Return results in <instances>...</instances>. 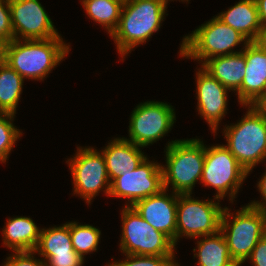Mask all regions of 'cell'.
Listing matches in <instances>:
<instances>
[{
  "mask_svg": "<svg viewBox=\"0 0 266 266\" xmlns=\"http://www.w3.org/2000/svg\"><path fill=\"white\" fill-rule=\"evenodd\" d=\"M62 37L13 39L5 46L4 62L24 79L43 80L70 51Z\"/></svg>",
  "mask_w": 266,
  "mask_h": 266,
  "instance_id": "6da1fadb",
  "label": "cell"
},
{
  "mask_svg": "<svg viewBox=\"0 0 266 266\" xmlns=\"http://www.w3.org/2000/svg\"><path fill=\"white\" fill-rule=\"evenodd\" d=\"M166 9L164 0H125L118 26L110 35L122 58L158 31Z\"/></svg>",
  "mask_w": 266,
  "mask_h": 266,
  "instance_id": "7a4b0ae2",
  "label": "cell"
},
{
  "mask_svg": "<svg viewBox=\"0 0 266 266\" xmlns=\"http://www.w3.org/2000/svg\"><path fill=\"white\" fill-rule=\"evenodd\" d=\"M205 160V145L200 139L172 140L166 147V167L163 186L176 194H192L193 186L201 180Z\"/></svg>",
  "mask_w": 266,
  "mask_h": 266,
  "instance_id": "3957f363",
  "label": "cell"
},
{
  "mask_svg": "<svg viewBox=\"0 0 266 266\" xmlns=\"http://www.w3.org/2000/svg\"><path fill=\"white\" fill-rule=\"evenodd\" d=\"M223 130L224 146L248 174L266 158V116L257 106L248 105L244 118Z\"/></svg>",
  "mask_w": 266,
  "mask_h": 266,
  "instance_id": "277c9868",
  "label": "cell"
},
{
  "mask_svg": "<svg viewBox=\"0 0 266 266\" xmlns=\"http://www.w3.org/2000/svg\"><path fill=\"white\" fill-rule=\"evenodd\" d=\"M224 207L220 231L229 247L232 259L241 266L257 242L266 234V212L246 205L235 213ZM232 216V217H231ZM233 218L229 222V218Z\"/></svg>",
  "mask_w": 266,
  "mask_h": 266,
  "instance_id": "5b68a950",
  "label": "cell"
},
{
  "mask_svg": "<svg viewBox=\"0 0 266 266\" xmlns=\"http://www.w3.org/2000/svg\"><path fill=\"white\" fill-rule=\"evenodd\" d=\"M243 41V44L248 43L242 34L214 17L183 38L180 55L200 60L203 64L209 58L241 52H234L232 48Z\"/></svg>",
  "mask_w": 266,
  "mask_h": 266,
  "instance_id": "8992f818",
  "label": "cell"
},
{
  "mask_svg": "<svg viewBox=\"0 0 266 266\" xmlns=\"http://www.w3.org/2000/svg\"><path fill=\"white\" fill-rule=\"evenodd\" d=\"M120 249L125 254L175 257V244L127 205L122 210Z\"/></svg>",
  "mask_w": 266,
  "mask_h": 266,
  "instance_id": "52a82bcc",
  "label": "cell"
},
{
  "mask_svg": "<svg viewBox=\"0 0 266 266\" xmlns=\"http://www.w3.org/2000/svg\"><path fill=\"white\" fill-rule=\"evenodd\" d=\"M248 173L224 145L205 147V160L201 182L217 190L214 199L226 197L233 201Z\"/></svg>",
  "mask_w": 266,
  "mask_h": 266,
  "instance_id": "ba28073f",
  "label": "cell"
},
{
  "mask_svg": "<svg viewBox=\"0 0 266 266\" xmlns=\"http://www.w3.org/2000/svg\"><path fill=\"white\" fill-rule=\"evenodd\" d=\"M191 197V194H178L177 241L182 236L196 238L220 231L224 210L220 203Z\"/></svg>",
  "mask_w": 266,
  "mask_h": 266,
  "instance_id": "9c48e42d",
  "label": "cell"
},
{
  "mask_svg": "<svg viewBox=\"0 0 266 266\" xmlns=\"http://www.w3.org/2000/svg\"><path fill=\"white\" fill-rule=\"evenodd\" d=\"M175 111L164 102L147 101L136 106L129 123V139L137 146L146 147L168 133L173 124Z\"/></svg>",
  "mask_w": 266,
  "mask_h": 266,
  "instance_id": "30bf717a",
  "label": "cell"
},
{
  "mask_svg": "<svg viewBox=\"0 0 266 266\" xmlns=\"http://www.w3.org/2000/svg\"><path fill=\"white\" fill-rule=\"evenodd\" d=\"M77 150V154L67 161L72 173L74 194H79L90 204L101 189L105 188L103 191L109 195L111 181L102 152L90 147Z\"/></svg>",
  "mask_w": 266,
  "mask_h": 266,
  "instance_id": "8fae6325",
  "label": "cell"
},
{
  "mask_svg": "<svg viewBox=\"0 0 266 266\" xmlns=\"http://www.w3.org/2000/svg\"><path fill=\"white\" fill-rule=\"evenodd\" d=\"M162 165L150 162L146 157L133 171L125 172L111 181L109 196L130 200L127 206L136 201L159 193L164 189Z\"/></svg>",
  "mask_w": 266,
  "mask_h": 266,
  "instance_id": "7c38bea8",
  "label": "cell"
},
{
  "mask_svg": "<svg viewBox=\"0 0 266 266\" xmlns=\"http://www.w3.org/2000/svg\"><path fill=\"white\" fill-rule=\"evenodd\" d=\"M8 1L14 39L37 40L60 37L38 0Z\"/></svg>",
  "mask_w": 266,
  "mask_h": 266,
  "instance_id": "4fadbf2b",
  "label": "cell"
},
{
  "mask_svg": "<svg viewBox=\"0 0 266 266\" xmlns=\"http://www.w3.org/2000/svg\"><path fill=\"white\" fill-rule=\"evenodd\" d=\"M167 189L147 198L136 201L132 207L157 231L165 234L177 244V201L178 194L169 196Z\"/></svg>",
  "mask_w": 266,
  "mask_h": 266,
  "instance_id": "5bb4252c",
  "label": "cell"
},
{
  "mask_svg": "<svg viewBox=\"0 0 266 266\" xmlns=\"http://www.w3.org/2000/svg\"><path fill=\"white\" fill-rule=\"evenodd\" d=\"M246 72L241 87L236 91L238 102L256 106L266 95V52L253 42L244 45Z\"/></svg>",
  "mask_w": 266,
  "mask_h": 266,
  "instance_id": "9a60e30c",
  "label": "cell"
},
{
  "mask_svg": "<svg viewBox=\"0 0 266 266\" xmlns=\"http://www.w3.org/2000/svg\"><path fill=\"white\" fill-rule=\"evenodd\" d=\"M198 111L206 119L213 133L218 129L219 121L227 109L228 88L212 77L202 67L196 72Z\"/></svg>",
  "mask_w": 266,
  "mask_h": 266,
  "instance_id": "2e32d148",
  "label": "cell"
},
{
  "mask_svg": "<svg viewBox=\"0 0 266 266\" xmlns=\"http://www.w3.org/2000/svg\"><path fill=\"white\" fill-rule=\"evenodd\" d=\"M140 146L126 140L115 138L102 150L106 162L109 180L112 181L122 173L135 170L146 158Z\"/></svg>",
  "mask_w": 266,
  "mask_h": 266,
  "instance_id": "e0dca14e",
  "label": "cell"
},
{
  "mask_svg": "<svg viewBox=\"0 0 266 266\" xmlns=\"http://www.w3.org/2000/svg\"><path fill=\"white\" fill-rule=\"evenodd\" d=\"M245 67L246 59L242 52L209 58L202 64V68L229 91H237L241 87Z\"/></svg>",
  "mask_w": 266,
  "mask_h": 266,
  "instance_id": "ac0fdd59",
  "label": "cell"
},
{
  "mask_svg": "<svg viewBox=\"0 0 266 266\" xmlns=\"http://www.w3.org/2000/svg\"><path fill=\"white\" fill-rule=\"evenodd\" d=\"M216 17L242 34L248 42L254 41L261 27L255 0H240Z\"/></svg>",
  "mask_w": 266,
  "mask_h": 266,
  "instance_id": "d6986e66",
  "label": "cell"
},
{
  "mask_svg": "<svg viewBox=\"0 0 266 266\" xmlns=\"http://www.w3.org/2000/svg\"><path fill=\"white\" fill-rule=\"evenodd\" d=\"M2 231L4 245L13 252L34 251L41 233L31 218L23 216L9 218Z\"/></svg>",
  "mask_w": 266,
  "mask_h": 266,
  "instance_id": "ffe728a7",
  "label": "cell"
},
{
  "mask_svg": "<svg viewBox=\"0 0 266 266\" xmlns=\"http://www.w3.org/2000/svg\"><path fill=\"white\" fill-rule=\"evenodd\" d=\"M197 253L199 266H239L231 257L229 247L221 231L203 236L197 241Z\"/></svg>",
  "mask_w": 266,
  "mask_h": 266,
  "instance_id": "44dd1931",
  "label": "cell"
},
{
  "mask_svg": "<svg viewBox=\"0 0 266 266\" xmlns=\"http://www.w3.org/2000/svg\"><path fill=\"white\" fill-rule=\"evenodd\" d=\"M35 252H39L47 262L53 255L78 254L72 245L70 234V223L59 227L42 229L40 239Z\"/></svg>",
  "mask_w": 266,
  "mask_h": 266,
  "instance_id": "7402d4cb",
  "label": "cell"
},
{
  "mask_svg": "<svg viewBox=\"0 0 266 266\" xmlns=\"http://www.w3.org/2000/svg\"><path fill=\"white\" fill-rule=\"evenodd\" d=\"M24 78L5 62L0 64V113L16 114Z\"/></svg>",
  "mask_w": 266,
  "mask_h": 266,
  "instance_id": "603a6c76",
  "label": "cell"
},
{
  "mask_svg": "<svg viewBox=\"0 0 266 266\" xmlns=\"http://www.w3.org/2000/svg\"><path fill=\"white\" fill-rule=\"evenodd\" d=\"M125 0H82L87 15L111 35L117 28Z\"/></svg>",
  "mask_w": 266,
  "mask_h": 266,
  "instance_id": "cb8c5ba5",
  "label": "cell"
},
{
  "mask_svg": "<svg viewBox=\"0 0 266 266\" xmlns=\"http://www.w3.org/2000/svg\"><path fill=\"white\" fill-rule=\"evenodd\" d=\"M71 242L74 250L84 259V255L97 250L101 231L91 225L70 222Z\"/></svg>",
  "mask_w": 266,
  "mask_h": 266,
  "instance_id": "d4e9b609",
  "label": "cell"
},
{
  "mask_svg": "<svg viewBox=\"0 0 266 266\" xmlns=\"http://www.w3.org/2000/svg\"><path fill=\"white\" fill-rule=\"evenodd\" d=\"M14 114L0 113V161L6 162L13 145L22 135L19 129L15 128L12 120Z\"/></svg>",
  "mask_w": 266,
  "mask_h": 266,
  "instance_id": "484cf974",
  "label": "cell"
},
{
  "mask_svg": "<svg viewBox=\"0 0 266 266\" xmlns=\"http://www.w3.org/2000/svg\"><path fill=\"white\" fill-rule=\"evenodd\" d=\"M124 261H115L108 266H178L174 257L125 254ZM174 260V261H173Z\"/></svg>",
  "mask_w": 266,
  "mask_h": 266,
  "instance_id": "4316f807",
  "label": "cell"
},
{
  "mask_svg": "<svg viewBox=\"0 0 266 266\" xmlns=\"http://www.w3.org/2000/svg\"><path fill=\"white\" fill-rule=\"evenodd\" d=\"M0 39L6 44L14 39L8 0H0Z\"/></svg>",
  "mask_w": 266,
  "mask_h": 266,
  "instance_id": "83f0119b",
  "label": "cell"
},
{
  "mask_svg": "<svg viewBox=\"0 0 266 266\" xmlns=\"http://www.w3.org/2000/svg\"><path fill=\"white\" fill-rule=\"evenodd\" d=\"M13 256H9L4 266H47L46 262L40 259H34L35 251L13 252ZM33 254V255H32Z\"/></svg>",
  "mask_w": 266,
  "mask_h": 266,
  "instance_id": "f1b7e54d",
  "label": "cell"
},
{
  "mask_svg": "<svg viewBox=\"0 0 266 266\" xmlns=\"http://www.w3.org/2000/svg\"><path fill=\"white\" fill-rule=\"evenodd\" d=\"M84 259L79 254L53 255L47 262V266H82Z\"/></svg>",
  "mask_w": 266,
  "mask_h": 266,
  "instance_id": "f546056e",
  "label": "cell"
},
{
  "mask_svg": "<svg viewBox=\"0 0 266 266\" xmlns=\"http://www.w3.org/2000/svg\"><path fill=\"white\" fill-rule=\"evenodd\" d=\"M248 259L253 266H266V234L257 242Z\"/></svg>",
  "mask_w": 266,
  "mask_h": 266,
  "instance_id": "4dcf8cb0",
  "label": "cell"
},
{
  "mask_svg": "<svg viewBox=\"0 0 266 266\" xmlns=\"http://www.w3.org/2000/svg\"><path fill=\"white\" fill-rule=\"evenodd\" d=\"M257 187L263 197L262 199H264L265 202L263 203V202L253 201L249 205L261 211L266 212V172L264 173V176H262L261 180L258 182Z\"/></svg>",
  "mask_w": 266,
  "mask_h": 266,
  "instance_id": "1f68e13d",
  "label": "cell"
},
{
  "mask_svg": "<svg viewBox=\"0 0 266 266\" xmlns=\"http://www.w3.org/2000/svg\"><path fill=\"white\" fill-rule=\"evenodd\" d=\"M253 43L256 44L261 50L266 52V23L261 24Z\"/></svg>",
  "mask_w": 266,
  "mask_h": 266,
  "instance_id": "d6a6232c",
  "label": "cell"
},
{
  "mask_svg": "<svg viewBox=\"0 0 266 266\" xmlns=\"http://www.w3.org/2000/svg\"><path fill=\"white\" fill-rule=\"evenodd\" d=\"M261 24L266 23V0H255Z\"/></svg>",
  "mask_w": 266,
  "mask_h": 266,
  "instance_id": "836d02e7",
  "label": "cell"
},
{
  "mask_svg": "<svg viewBox=\"0 0 266 266\" xmlns=\"http://www.w3.org/2000/svg\"><path fill=\"white\" fill-rule=\"evenodd\" d=\"M6 43L0 39V64L4 62Z\"/></svg>",
  "mask_w": 266,
  "mask_h": 266,
  "instance_id": "e575fe53",
  "label": "cell"
},
{
  "mask_svg": "<svg viewBox=\"0 0 266 266\" xmlns=\"http://www.w3.org/2000/svg\"><path fill=\"white\" fill-rule=\"evenodd\" d=\"M266 116V95L265 97L256 105Z\"/></svg>",
  "mask_w": 266,
  "mask_h": 266,
  "instance_id": "d590c367",
  "label": "cell"
},
{
  "mask_svg": "<svg viewBox=\"0 0 266 266\" xmlns=\"http://www.w3.org/2000/svg\"><path fill=\"white\" fill-rule=\"evenodd\" d=\"M166 3H168V1H170V0H164ZM183 1V0H182ZM184 1H188V0H184Z\"/></svg>",
  "mask_w": 266,
  "mask_h": 266,
  "instance_id": "8d00e7d4",
  "label": "cell"
}]
</instances>
